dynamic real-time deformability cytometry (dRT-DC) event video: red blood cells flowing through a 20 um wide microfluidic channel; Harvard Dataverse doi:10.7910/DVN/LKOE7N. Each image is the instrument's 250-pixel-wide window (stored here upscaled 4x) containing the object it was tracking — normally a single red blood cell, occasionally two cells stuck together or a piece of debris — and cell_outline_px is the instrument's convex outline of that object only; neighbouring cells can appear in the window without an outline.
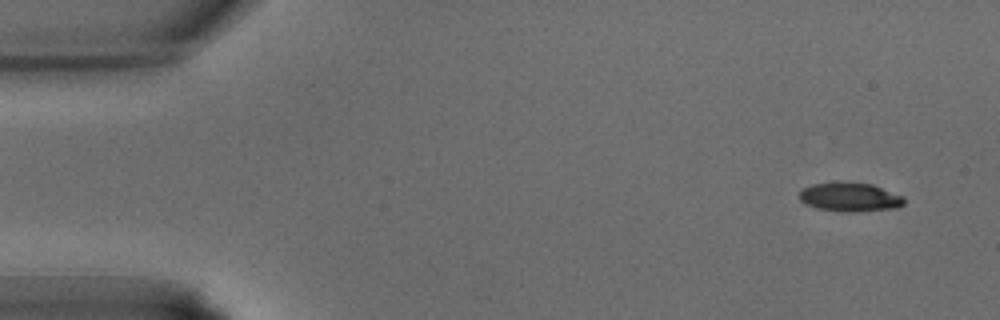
{"species": "common noctule bat (a hibernating species)", "species_latin": "Nyctalus noctula", "temperature_condition": "warm", "stored_images_in_passage": 36, "camera_frame_rate_fps": 3000, "um_per_image_px": 0.085, "animal": {"sex": "male", "body_mass_g": 15.6}, "frame": {"image": 1, "passage_image": 2, "time_ms": 0.333, "image_size_px": [1000, 320], "cell_outline_px": [[904, 204], [896, 208], [852, 212], [816, 208], [804, 204], [800, 200], [800, 192], [804, 188], [812, 184], [836, 180], [844, 180], [872, 184], [904, 196]], "centroid_in_image_um": [72.23, 16.71], "position_along_channel_um": 12.8, "area_um2": 18.03}}
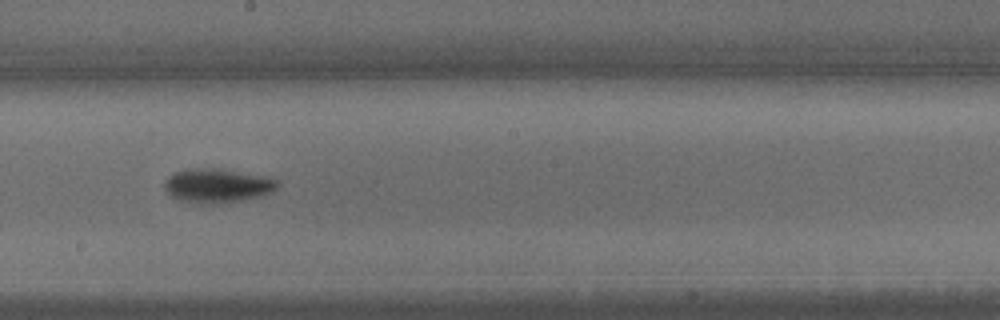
{"frame": {"image": 2, "passage_image": 20, "time_ms": 6.333, "image_size_px": [1000, 320], "cell_outline_px": [[280, 184], [272, 192], [264, 196], [244, 200], [220, 204], [200, 204], [180, 200], [172, 196], [164, 188], [164, 180], [168, 176], [184, 168], [216, 168], [264, 176], [280, 180]], "centroid_in_image_um": [18.49, 15.79], "position_along_channel_um": 229.7, "area_um2": 22.83}}
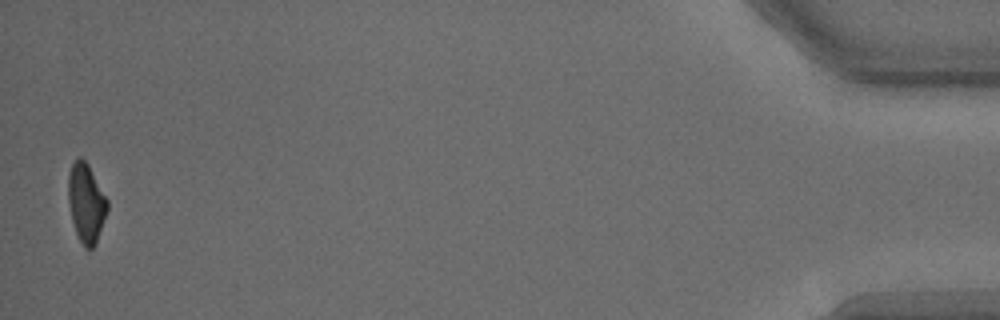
{"frame": {"image": 3, "passage_image": 36, "time_ms": 11.667, "image_size_px": [1000, 320], "cell_outline_px": [[108, 208], [96, 240], [92, 248], [84, 248], [76, 232], [72, 220], [68, 200], [68, 176], [72, 164], [80, 156], [88, 164], [108, 200]], "centroid_in_image_um": [7.31, 17.22], "position_along_channel_um": 427.9, "area_um2": 17.57}}